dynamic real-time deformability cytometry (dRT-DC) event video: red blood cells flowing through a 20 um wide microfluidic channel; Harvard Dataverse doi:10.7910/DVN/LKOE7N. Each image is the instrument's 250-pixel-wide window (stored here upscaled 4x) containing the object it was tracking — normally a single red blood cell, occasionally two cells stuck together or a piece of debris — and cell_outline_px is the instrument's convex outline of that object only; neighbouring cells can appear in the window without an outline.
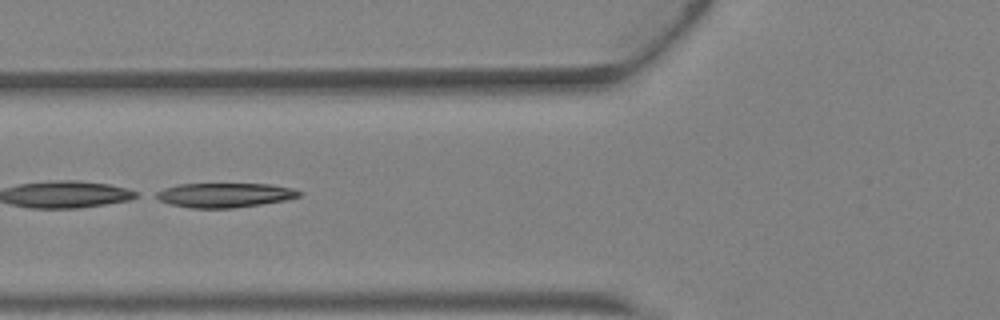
{"species": "Egyptian fruit bat (a non-hibernating species)", "species_latin": "Rousettus aegyptiacus", "temperature_condition": "warm", "stored_images_in_passage": 2, "camera_frame_rate_fps": 3000, "um_per_image_px": 0.085, "animal": {"sex": "female"}, "frame": {"image": 1, "passage_image": 2, "time_ms": 0.333, "image_size_px": [1000, 320], "cell_outline_px": [[304, 192], [300, 196], [288, 200], [232, 208], [192, 208], [172, 204], [156, 200], [148, 196], [164, 188], [176, 184], [272, 184], [292, 188]], "centroid_in_image_um": [19.05, 16.58], "position_along_channel_um": 106.7, "area_um2": 20.69}}